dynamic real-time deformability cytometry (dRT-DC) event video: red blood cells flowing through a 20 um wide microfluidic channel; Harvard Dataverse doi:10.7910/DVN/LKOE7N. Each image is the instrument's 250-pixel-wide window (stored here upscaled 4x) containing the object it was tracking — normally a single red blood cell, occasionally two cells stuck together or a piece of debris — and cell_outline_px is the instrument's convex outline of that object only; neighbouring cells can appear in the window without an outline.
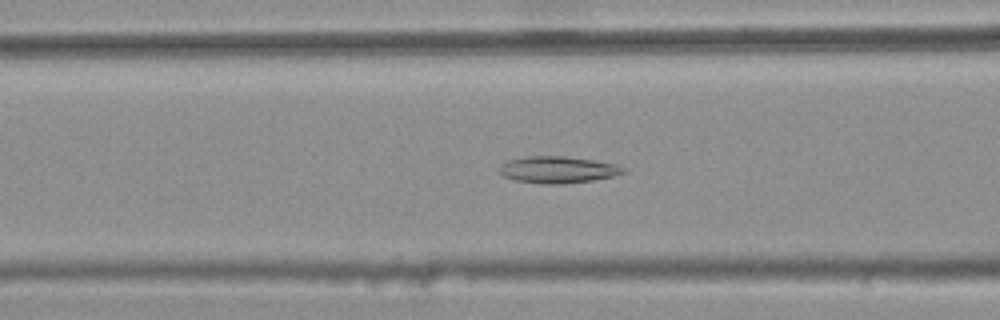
{"species": "common noctule bat (a hibernating species)", "species_latin": "Nyctalus noctula", "temperature_condition": "warm", "stored_images_in_passage": 43, "camera_frame_rate_fps": 3000, "um_per_image_px": 0.085, "animal": {"sex": "female", "body_mass_g": 25.1}, "frame": {"image": 1, "passage_image": 21, "time_ms": 6.667, "image_size_px": [1000, 320], "cell_outline_px": [[628, 172], [612, 176], [592, 180], [560, 184], [540, 184], [512, 180], [500, 176], [496, 172], [500, 164], [508, 160], [528, 156], [564, 156], [592, 160], [616, 164], [624, 168]], "centroid_in_image_um": [47.32, 14.43], "position_along_channel_um": 119.3, "area_um2": 19.59}}
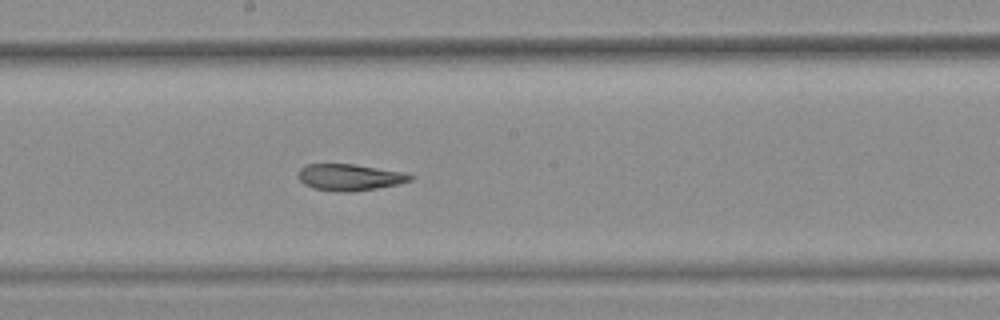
{"frame": {"image": 2, "passage_image": 29, "time_ms": 9.333, "image_size_px": [1000, 320], "cell_outline_px": [[416, 176], [412, 180], [396, 184], [376, 188], [352, 192], [340, 192], [312, 188], [304, 184], [296, 176], [296, 172], [300, 168], [308, 164], [356, 164], [404, 172]], "centroid_in_image_um": [29.7, 15.06], "position_along_channel_um": 218.5, "area_um2": 17.51}}
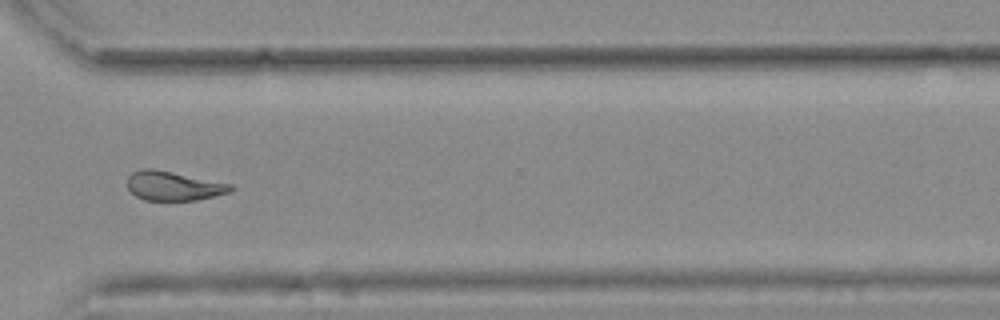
{"frame": {"image": 3, "passage_image": 40, "time_ms": 13.0, "image_size_px": [1000, 320], "cell_outline_px": [[236, 188], [228, 192], [216, 196], [196, 200], [144, 200], [136, 196], [128, 188], [128, 176], [132, 172], [140, 168], [152, 168], [232, 184]], "centroid_in_image_um": [14.74, 15.8], "position_along_channel_um": 355.9, "area_um2": 17.57}, "authors_computed_cell_mechanics": {"area_um2": 19.4786, "velocity_mm_per_s": 3.7339, "shape_relaxation_time_tau1_ms": null, "shape_relaxation_time_tau2_ms": 2.9304, "deformation_change_tau1": null, "deformation_change_tau2": 0.1071}}